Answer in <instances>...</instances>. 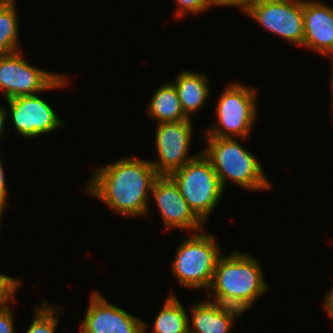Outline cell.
Returning a JSON list of instances; mask_svg holds the SVG:
<instances>
[{
	"mask_svg": "<svg viewBox=\"0 0 333 333\" xmlns=\"http://www.w3.org/2000/svg\"><path fill=\"white\" fill-rule=\"evenodd\" d=\"M158 176L150 160L126 156L95 169L84 191L122 218L149 217V194Z\"/></svg>",
	"mask_w": 333,
	"mask_h": 333,
	"instance_id": "obj_1",
	"label": "cell"
},
{
	"mask_svg": "<svg viewBox=\"0 0 333 333\" xmlns=\"http://www.w3.org/2000/svg\"><path fill=\"white\" fill-rule=\"evenodd\" d=\"M218 258L213 279L206 291L208 300L230 306L245 313L264 295L265 282L261 263L251 255L234 250Z\"/></svg>",
	"mask_w": 333,
	"mask_h": 333,
	"instance_id": "obj_2",
	"label": "cell"
},
{
	"mask_svg": "<svg viewBox=\"0 0 333 333\" xmlns=\"http://www.w3.org/2000/svg\"><path fill=\"white\" fill-rule=\"evenodd\" d=\"M204 138L207 148L201 152L211 162L224 190L228 180L247 191L271 189L272 184L259 158L244 148L236 138Z\"/></svg>",
	"mask_w": 333,
	"mask_h": 333,
	"instance_id": "obj_3",
	"label": "cell"
},
{
	"mask_svg": "<svg viewBox=\"0 0 333 333\" xmlns=\"http://www.w3.org/2000/svg\"><path fill=\"white\" fill-rule=\"evenodd\" d=\"M221 92L215 107L217 123L205 128L203 136L246 139L257 122V90L235 82Z\"/></svg>",
	"mask_w": 333,
	"mask_h": 333,
	"instance_id": "obj_4",
	"label": "cell"
},
{
	"mask_svg": "<svg viewBox=\"0 0 333 333\" xmlns=\"http://www.w3.org/2000/svg\"><path fill=\"white\" fill-rule=\"evenodd\" d=\"M190 235L177 247L171 271L182 287L207 291L222 255L221 249L210 233L199 231Z\"/></svg>",
	"mask_w": 333,
	"mask_h": 333,
	"instance_id": "obj_5",
	"label": "cell"
},
{
	"mask_svg": "<svg viewBox=\"0 0 333 333\" xmlns=\"http://www.w3.org/2000/svg\"><path fill=\"white\" fill-rule=\"evenodd\" d=\"M193 212L206 224L224 189L211 162L199 155L169 175Z\"/></svg>",
	"mask_w": 333,
	"mask_h": 333,
	"instance_id": "obj_6",
	"label": "cell"
},
{
	"mask_svg": "<svg viewBox=\"0 0 333 333\" xmlns=\"http://www.w3.org/2000/svg\"><path fill=\"white\" fill-rule=\"evenodd\" d=\"M22 51L0 55V90L4 99L34 95L69 85L67 75L29 64Z\"/></svg>",
	"mask_w": 333,
	"mask_h": 333,
	"instance_id": "obj_7",
	"label": "cell"
},
{
	"mask_svg": "<svg viewBox=\"0 0 333 333\" xmlns=\"http://www.w3.org/2000/svg\"><path fill=\"white\" fill-rule=\"evenodd\" d=\"M244 14L269 33L303 47V0H251Z\"/></svg>",
	"mask_w": 333,
	"mask_h": 333,
	"instance_id": "obj_8",
	"label": "cell"
},
{
	"mask_svg": "<svg viewBox=\"0 0 333 333\" xmlns=\"http://www.w3.org/2000/svg\"><path fill=\"white\" fill-rule=\"evenodd\" d=\"M39 94L5 100L8 121L11 118L14 130L27 140L56 132L66 124V120L61 119L52 105Z\"/></svg>",
	"mask_w": 333,
	"mask_h": 333,
	"instance_id": "obj_9",
	"label": "cell"
},
{
	"mask_svg": "<svg viewBox=\"0 0 333 333\" xmlns=\"http://www.w3.org/2000/svg\"><path fill=\"white\" fill-rule=\"evenodd\" d=\"M155 148L158 159L150 160L158 175H170L199 154L189 155L193 138L191 119L157 123Z\"/></svg>",
	"mask_w": 333,
	"mask_h": 333,
	"instance_id": "obj_10",
	"label": "cell"
},
{
	"mask_svg": "<svg viewBox=\"0 0 333 333\" xmlns=\"http://www.w3.org/2000/svg\"><path fill=\"white\" fill-rule=\"evenodd\" d=\"M90 294L80 333H145L143 319L110 303L96 290Z\"/></svg>",
	"mask_w": 333,
	"mask_h": 333,
	"instance_id": "obj_11",
	"label": "cell"
},
{
	"mask_svg": "<svg viewBox=\"0 0 333 333\" xmlns=\"http://www.w3.org/2000/svg\"><path fill=\"white\" fill-rule=\"evenodd\" d=\"M150 196H153L157 204L166 230L176 228L195 233L205 227V223L189 207L169 175H159L156 178Z\"/></svg>",
	"mask_w": 333,
	"mask_h": 333,
	"instance_id": "obj_12",
	"label": "cell"
},
{
	"mask_svg": "<svg viewBox=\"0 0 333 333\" xmlns=\"http://www.w3.org/2000/svg\"><path fill=\"white\" fill-rule=\"evenodd\" d=\"M303 47L333 58V7L323 0H303Z\"/></svg>",
	"mask_w": 333,
	"mask_h": 333,
	"instance_id": "obj_13",
	"label": "cell"
},
{
	"mask_svg": "<svg viewBox=\"0 0 333 333\" xmlns=\"http://www.w3.org/2000/svg\"><path fill=\"white\" fill-rule=\"evenodd\" d=\"M190 308L189 333H229L236 317L243 314L237 308L224 306L208 299Z\"/></svg>",
	"mask_w": 333,
	"mask_h": 333,
	"instance_id": "obj_14",
	"label": "cell"
},
{
	"mask_svg": "<svg viewBox=\"0 0 333 333\" xmlns=\"http://www.w3.org/2000/svg\"><path fill=\"white\" fill-rule=\"evenodd\" d=\"M208 78V75L201 72L183 70L173 79L182 110L188 118L200 111L209 99L211 90Z\"/></svg>",
	"mask_w": 333,
	"mask_h": 333,
	"instance_id": "obj_15",
	"label": "cell"
},
{
	"mask_svg": "<svg viewBox=\"0 0 333 333\" xmlns=\"http://www.w3.org/2000/svg\"><path fill=\"white\" fill-rule=\"evenodd\" d=\"M147 107L148 117L158 123L189 119L182 110L179 96L171 81L165 82L154 92Z\"/></svg>",
	"mask_w": 333,
	"mask_h": 333,
	"instance_id": "obj_16",
	"label": "cell"
},
{
	"mask_svg": "<svg viewBox=\"0 0 333 333\" xmlns=\"http://www.w3.org/2000/svg\"><path fill=\"white\" fill-rule=\"evenodd\" d=\"M189 314L180 300L170 292L156 315L151 333H189ZM145 323V333L148 324Z\"/></svg>",
	"mask_w": 333,
	"mask_h": 333,
	"instance_id": "obj_17",
	"label": "cell"
},
{
	"mask_svg": "<svg viewBox=\"0 0 333 333\" xmlns=\"http://www.w3.org/2000/svg\"><path fill=\"white\" fill-rule=\"evenodd\" d=\"M16 0H8L0 7V55L20 50V32Z\"/></svg>",
	"mask_w": 333,
	"mask_h": 333,
	"instance_id": "obj_18",
	"label": "cell"
},
{
	"mask_svg": "<svg viewBox=\"0 0 333 333\" xmlns=\"http://www.w3.org/2000/svg\"><path fill=\"white\" fill-rule=\"evenodd\" d=\"M33 309L35 314L25 333H56L61 314L59 306L43 301Z\"/></svg>",
	"mask_w": 333,
	"mask_h": 333,
	"instance_id": "obj_19",
	"label": "cell"
},
{
	"mask_svg": "<svg viewBox=\"0 0 333 333\" xmlns=\"http://www.w3.org/2000/svg\"><path fill=\"white\" fill-rule=\"evenodd\" d=\"M21 281L17 278H12L10 275H5L0 272V308L9 307L14 300V295L20 288Z\"/></svg>",
	"mask_w": 333,
	"mask_h": 333,
	"instance_id": "obj_20",
	"label": "cell"
},
{
	"mask_svg": "<svg viewBox=\"0 0 333 333\" xmlns=\"http://www.w3.org/2000/svg\"><path fill=\"white\" fill-rule=\"evenodd\" d=\"M177 3L178 9L175 11V19L183 18L187 15L200 14L210 9L207 0H173Z\"/></svg>",
	"mask_w": 333,
	"mask_h": 333,
	"instance_id": "obj_21",
	"label": "cell"
},
{
	"mask_svg": "<svg viewBox=\"0 0 333 333\" xmlns=\"http://www.w3.org/2000/svg\"><path fill=\"white\" fill-rule=\"evenodd\" d=\"M14 316L9 307L0 308V333H16Z\"/></svg>",
	"mask_w": 333,
	"mask_h": 333,
	"instance_id": "obj_22",
	"label": "cell"
},
{
	"mask_svg": "<svg viewBox=\"0 0 333 333\" xmlns=\"http://www.w3.org/2000/svg\"><path fill=\"white\" fill-rule=\"evenodd\" d=\"M251 0H207V3L209 5V7H238L239 10H241L243 13L245 12L246 8H247V5L248 3L250 2Z\"/></svg>",
	"mask_w": 333,
	"mask_h": 333,
	"instance_id": "obj_23",
	"label": "cell"
},
{
	"mask_svg": "<svg viewBox=\"0 0 333 333\" xmlns=\"http://www.w3.org/2000/svg\"><path fill=\"white\" fill-rule=\"evenodd\" d=\"M5 171L2 164V159L0 158V203L4 204L6 207L8 205V189L5 178Z\"/></svg>",
	"mask_w": 333,
	"mask_h": 333,
	"instance_id": "obj_24",
	"label": "cell"
},
{
	"mask_svg": "<svg viewBox=\"0 0 333 333\" xmlns=\"http://www.w3.org/2000/svg\"><path fill=\"white\" fill-rule=\"evenodd\" d=\"M324 309L327 312L330 320L333 322V287L329 289L323 301Z\"/></svg>",
	"mask_w": 333,
	"mask_h": 333,
	"instance_id": "obj_25",
	"label": "cell"
},
{
	"mask_svg": "<svg viewBox=\"0 0 333 333\" xmlns=\"http://www.w3.org/2000/svg\"><path fill=\"white\" fill-rule=\"evenodd\" d=\"M7 109L5 106H3L2 104L0 105V140L3 136L4 133V128L6 127L5 124H7L8 122L6 120H8L7 118Z\"/></svg>",
	"mask_w": 333,
	"mask_h": 333,
	"instance_id": "obj_26",
	"label": "cell"
},
{
	"mask_svg": "<svg viewBox=\"0 0 333 333\" xmlns=\"http://www.w3.org/2000/svg\"><path fill=\"white\" fill-rule=\"evenodd\" d=\"M331 60H332V61H331V62H332V63H331V64H332V65H331V67H332L331 72H332V73H331V75H330V77H331V80H330L331 84H330V85L332 86V87H331V96H332V98H331V99H332V103H331V104H332V108H331V109L333 110V58H331Z\"/></svg>",
	"mask_w": 333,
	"mask_h": 333,
	"instance_id": "obj_27",
	"label": "cell"
},
{
	"mask_svg": "<svg viewBox=\"0 0 333 333\" xmlns=\"http://www.w3.org/2000/svg\"><path fill=\"white\" fill-rule=\"evenodd\" d=\"M6 210H7V207L4 204L0 203V226H2L1 225L2 219H3L2 217H3L4 213L6 212Z\"/></svg>",
	"mask_w": 333,
	"mask_h": 333,
	"instance_id": "obj_28",
	"label": "cell"
},
{
	"mask_svg": "<svg viewBox=\"0 0 333 333\" xmlns=\"http://www.w3.org/2000/svg\"><path fill=\"white\" fill-rule=\"evenodd\" d=\"M8 0H0V7L5 3L7 2Z\"/></svg>",
	"mask_w": 333,
	"mask_h": 333,
	"instance_id": "obj_29",
	"label": "cell"
}]
</instances>
